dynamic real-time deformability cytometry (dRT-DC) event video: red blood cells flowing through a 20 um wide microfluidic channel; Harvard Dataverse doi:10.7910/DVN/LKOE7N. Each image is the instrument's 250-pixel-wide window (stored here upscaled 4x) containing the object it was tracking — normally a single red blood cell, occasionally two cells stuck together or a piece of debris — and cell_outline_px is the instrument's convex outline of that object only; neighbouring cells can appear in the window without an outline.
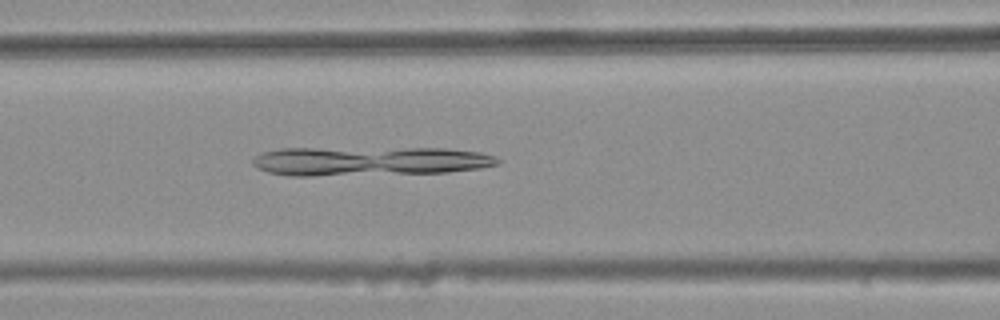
{"species": "common noctule bat (a hibernating species)", "species_latin": "Nyctalus noctula", "temperature_condition": "warm", "stored_images_in_passage": 45, "camera_frame_rate_fps": 3000, "um_per_image_px": 0.085, "animal": {"sex": "female", "body_mass_g": 25.1}, "frame": {"image": 1, "passage_image": 21, "time_ms": 6.667, "image_size_px": [1000, 320], "cell_outline_px": [[500, 164], [480, 168], [448, 172], [312, 176], [288, 176], [268, 172], [256, 168], [252, 164], [252, 160], [260, 152], [280, 148], [448, 148], [480, 152], [496, 156], [500, 160]], "centroid_in_image_um": [31.38, 13.69], "position_along_channel_um": 135.2, "area_um2": 42.08}}
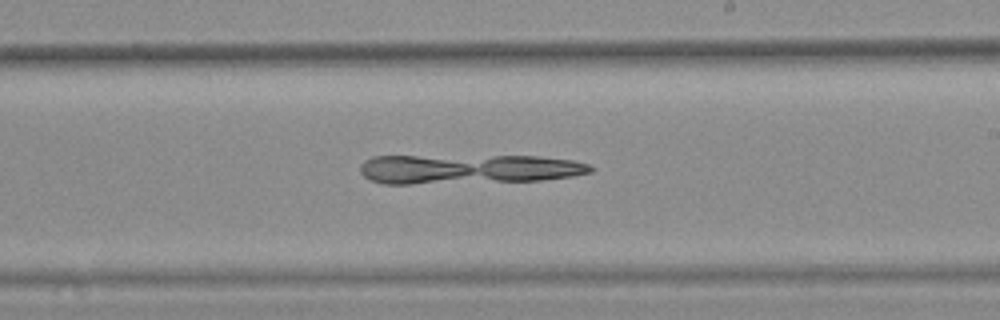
{"frame": {"image": 2, "passage_image": 30, "time_ms": 9.667, "image_size_px": [1000, 320], "cell_outline_px": [[596, 168], [592, 172], [572, 176], [544, 180], [412, 184], [384, 184], [368, 180], [360, 172], [360, 164], [364, 160], [372, 156], [540, 156], [572, 160], [588, 164]], "centroid_in_image_um": [39.77, 14.37], "position_along_channel_um": 249.2, "area_um2": 40.06}}
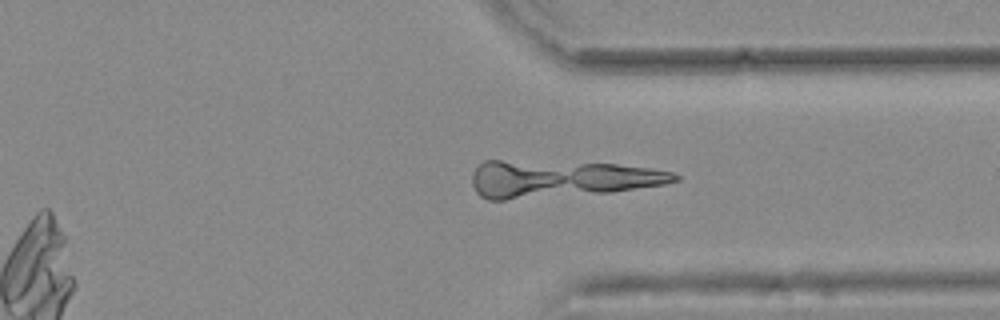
{"frame": {"image": 3, "passage_image": 39, "time_ms": 12.667, "image_size_px": [1000, 320], "cell_outline_px": [[680, 180], [664, 184], [608, 192], [504, 200], [488, 200], [480, 196], [476, 192], [472, 184], [472, 172], [484, 160], [500, 160], [616, 164], [648, 168], [672, 172], [680, 176]], "centroid_in_image_um": [47.6, 15.2], "position_along_channel_um": 363.8, "area_um2": 43.41}}